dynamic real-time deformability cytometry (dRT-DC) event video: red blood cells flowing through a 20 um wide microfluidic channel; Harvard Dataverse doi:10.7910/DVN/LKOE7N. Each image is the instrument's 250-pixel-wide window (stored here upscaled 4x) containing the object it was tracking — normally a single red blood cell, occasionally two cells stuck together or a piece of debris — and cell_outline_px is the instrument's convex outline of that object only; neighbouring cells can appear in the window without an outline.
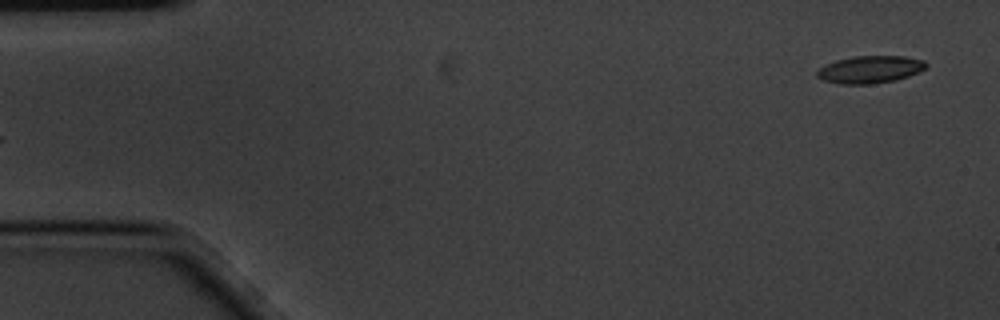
{"species": "common noctule bat (a hibernating species)", "species_latin": "Nyctalus noctula", "temperature_condition": "cold", "stored_images_in_passage": 6, "segment_of_instrument_passage": [2, 2], "camera_frame_rate_fps": 3000, "um_per_image_px": 0.085, "animal": {"sex": "male", "body_mass_g": 20.1, "forearm_length_mm": 53.5}, "frame": {"image": 1, "passage_image": 6, "time_ms": 1.667, "image_size_px": [1000, 320], "cell_outline_px": [[928, 64], [924, 68], [908, 76], [896, 80], [872, 84], [840, 84], [824, 80], [816, 76], [816, 72], [820, 68], [836, 60], [852, 56], [904, 56], [924, 60]], "centroid_in_image_um": [73.95, 5.9], "position_along_channel_um": 11.1, "area_um2": 17.28}}